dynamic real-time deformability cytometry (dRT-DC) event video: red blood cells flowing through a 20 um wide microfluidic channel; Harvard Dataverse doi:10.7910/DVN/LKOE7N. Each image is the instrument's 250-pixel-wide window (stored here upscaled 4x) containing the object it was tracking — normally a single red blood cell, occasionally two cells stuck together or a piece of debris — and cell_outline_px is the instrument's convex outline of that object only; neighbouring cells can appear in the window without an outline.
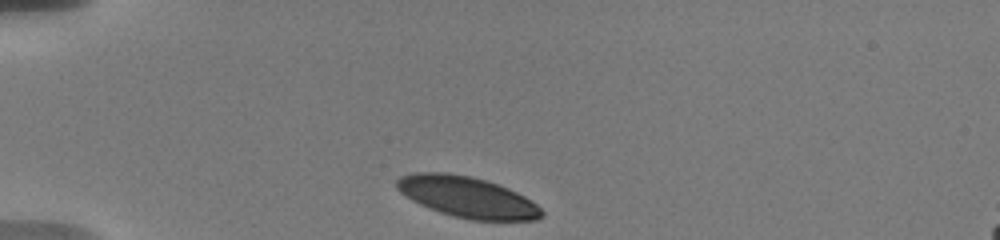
{"species": "human", "species_latin": "Homo sapiens", "temperature_condition": "warm", "stored_images_in_passage": 19, "camera_frame_rate_fps": 3000, "um_per_image_px": 0.085, "donor": {"sex": "male"}, "frame": {"image": 1, "passage_image": 1, "time_ms": 0.0, "image_size_px": [1000, 240], "cell_outline_px": [[544, 216], [536, 220], [472, 220], [440, 212], [428, 208], [412, 200], [400, 192], [396, 188], [396, 180], [400, 176], [416, 172], [444, 172], [468, 176], [484, 180], [508, 188], [524, 196], [536, 204], [544, 212]], "centroid_in_image_um": [39.7, 16.75], "position_along_channel_um": 45.3, "area_um2": 34.28}}
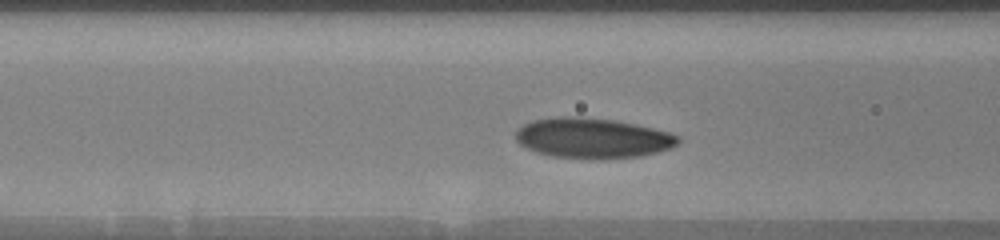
{"frame": {"image": 2, "passage_image": 12, "time_ms": 3.0, "image_size_px": [1000, 240], "cell_outline_px": [[680, 140], [672, 148], [640, 156], [604, 160], [596, 160], [548, 156], [536, 152], [520, 144], [516, 140], [516, 132], [524, 124], [532, 120], [556, 116], [576, 116], [612, 120], [652, 128], [668, 132], [680, 136]], "centroid_in_image_um": [50.35, 11.76], "position_along_channel_um": 116.2, "area_um2": 38.32}}
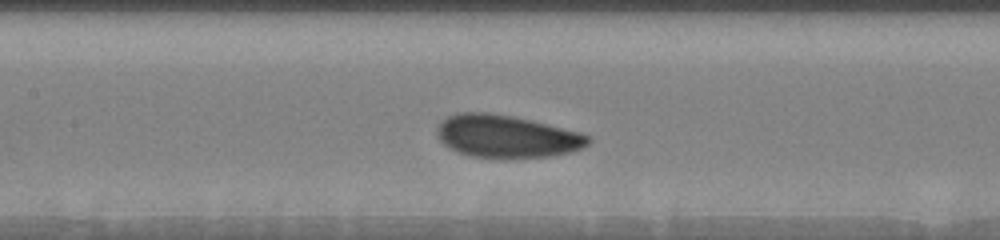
{"frame": {"image": 3, "passage_image": 15, "time_ms": 4.333, "image_size_px": [1000, 240], "cell_outline_px": [[592, 140], [588, 144], [572, 152], [552, 156], [508, 160], [500, 160], [468, 156], [456, 152], [448, 148], [436, 136], [436, 128], [448, 116], [460, 112], [492, 112], [532, 120], [580, 132], [588, 136]], "centroid_in_image_um": [43.04, 11.63], "position_along_channel_um": 164.4, "area_um2": 38.49}}